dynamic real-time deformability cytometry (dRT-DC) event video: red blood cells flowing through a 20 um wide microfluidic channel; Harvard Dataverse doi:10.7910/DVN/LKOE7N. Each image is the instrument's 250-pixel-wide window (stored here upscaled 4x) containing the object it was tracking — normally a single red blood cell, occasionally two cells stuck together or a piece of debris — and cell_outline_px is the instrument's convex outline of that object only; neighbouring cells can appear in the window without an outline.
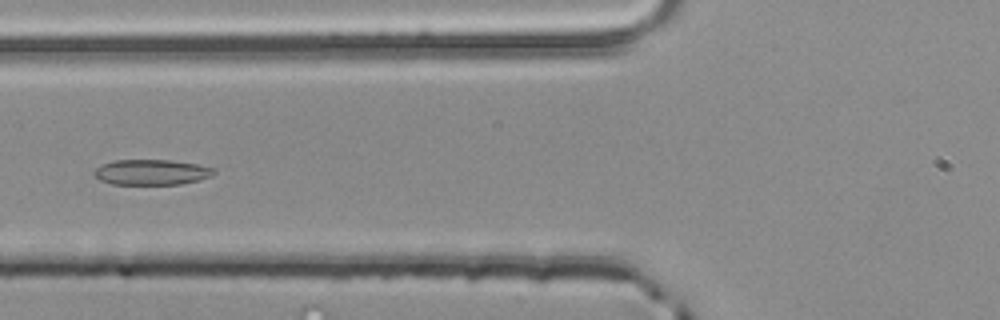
{"species": "common noctule bat (a hibernating species)", "species_latin": "Nyctalus noctula", "temperature_condition": "room temperature", "stored_images_in_passage": 37, "camera_frame_rate_fps": 3000, "um_per_image_px": 0.085, "animal": {"sex": "male", "body_mass_g": 20.4}, "frame": {"image": 1, "passage_image": 5, "time_ms": 1.333, "image_size_px": [1000, 320], "cell_outline_px": [[216, 172], [212, 176], [180, 184], [112, 184], [100, 180], [96, 176], [96, 168], [100, 164], [112, 160], [172, 160], [196, 164], [216, 168]], "centroid_in_image_um": [12.9, 14.62], "position_along_channel_um": 112.9, "area_um2": 17.69}}
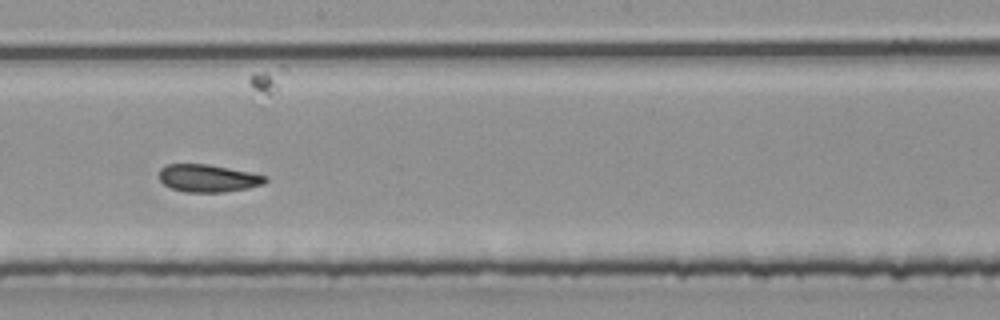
{"frame": {"image": 2, "passage_image": 14, "time_ms": 4.333, "image_size_px": [1000, 320], "cell_outline_px": [[268, 180], [264, 184], [248, 188], [224, 192], [184, 192], [172, 188], [164, 184], [156, 176], [160, 168], [164, 164], [208, 164], [268, 176]], "centroid_in_image_um": [17.64, 15.15], "position_along_channel_um": 230.6, "area_um2": 17.22}}
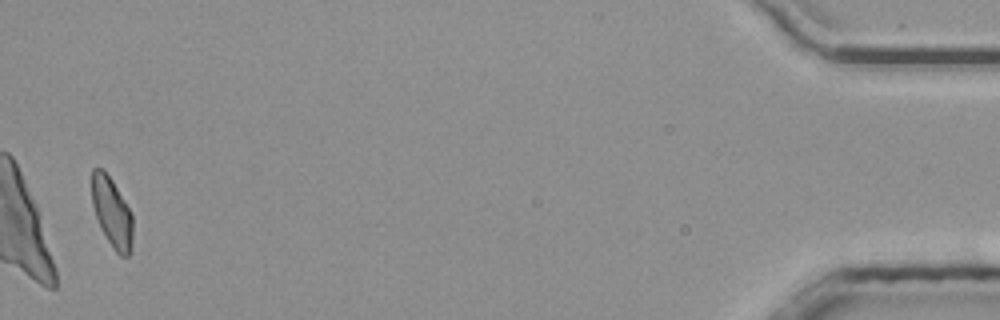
{"frame": {"image": 3, "passage_image": 36, "time_ms": 11.667, "image_size_px": [1000, 320], "cell_outline_px": [[132, 240], [128, 256], [120, 256], [116, 252], [100, 228], [92, 204], [92, 168], [104, 168], [112, 180], [132, 212]], "centroid_in_image_um": [9.51, 18.02], "position_along_channel_um": 425.7, "area_um2": 16.59}, "authors_computed_cell_mechanics": {"area_um2": 17.2244, "velocity_mm_per_s": 3.9295, "shape_relaxation_time_tau1_ms": 3.6106, "shape_relaxation_time_tau2_ms": 2.5567, "deformation_change_tau1": 0.1126, "deformation_change_tau2": 0.0958}}